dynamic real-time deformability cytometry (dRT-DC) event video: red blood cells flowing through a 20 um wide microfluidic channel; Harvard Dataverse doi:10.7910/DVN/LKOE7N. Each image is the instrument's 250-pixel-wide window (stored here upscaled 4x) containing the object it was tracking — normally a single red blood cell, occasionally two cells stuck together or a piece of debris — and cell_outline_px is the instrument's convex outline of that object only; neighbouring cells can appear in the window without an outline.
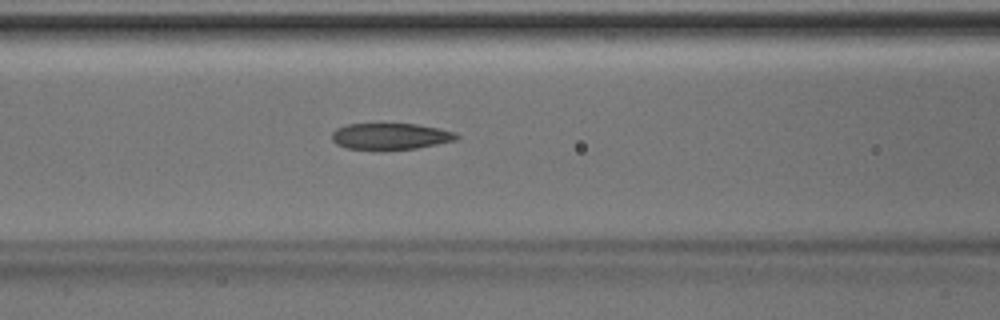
{"species": "Egyptian fruit bat (a non-hibernating species)", "species_latin": "Rousettus aegyptiacus", "temperature_condition": "room temperature", "stored_images_in_passage": 38, "camera_frame_rate_fps": 3000, "um_per_image_px": 0.085, "animal": {"sex": "male"}, "frame": {"image": 1, "passage_image": 10, "time_ms": 3.0, "image_size_px": [1000, 320], "cell_outline_px": [[460, 136], [456, 140], [416, 148], [380, 152], [376, 152], [344, 148], [336, 144], [332, 140], [332, 132], [336, 128], [348, 124], [416, 124], [456, 132]], "centroid_in_image_um": [33.13, 11.63], "position_along_channel_um": 133.5, "area_um2": 19.77}}
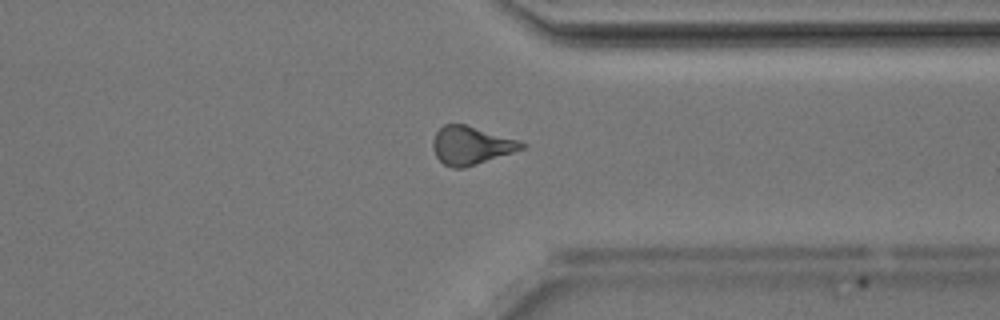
{"frame": {"image": 2, "passage_image": 27, "time_ms": 8.667, "image_size_px": [1000, 320], "cell_outline_px": [[528, 144], [524, 148], [464, 168], [452, 168], [444, 164], [436, 156], [432, 148], [432, 140], [436, 132], [444, 124], [464, 124], [520, 140]], "centroid_in_image_um": [40.03, 12.35], "position_along_channel_um": 371.4, "area_um2": 19.65}}
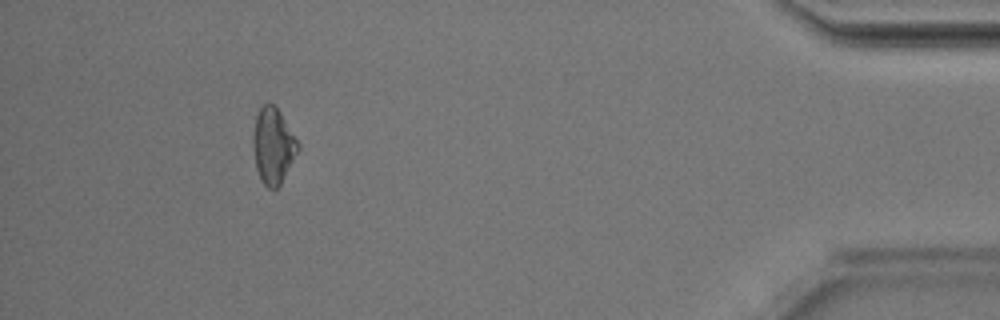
{"frame": {"image": 3, "passage_image": 34, "time_ms": 11.0, "image_size_px": [1000, 320], "cell_outline_px": [[300, 148], [280, 184], [276, 188], [268, 188], [264, 184], [256, 168], [252, 144], [252, 136], [256, 116], [260, 108], [264, 104], [272, 104], [280, 112], [300, 144]], "centroid_in_image_um": [23.21, 12.38], "position_along_channel_um": 412.0, "area_um2": 19.59}, "authors_computed_cell_mechanics": {"area_um2": 19.6809, "velocity_mm_per_s": 4.2369, "shape_relaxation_time_tau1_ms": null, "shape_relaxation_time_tau2_ms": 4.2286, "deformation_change_tau1": null, "deformation_change_tau2": 0.1407}}